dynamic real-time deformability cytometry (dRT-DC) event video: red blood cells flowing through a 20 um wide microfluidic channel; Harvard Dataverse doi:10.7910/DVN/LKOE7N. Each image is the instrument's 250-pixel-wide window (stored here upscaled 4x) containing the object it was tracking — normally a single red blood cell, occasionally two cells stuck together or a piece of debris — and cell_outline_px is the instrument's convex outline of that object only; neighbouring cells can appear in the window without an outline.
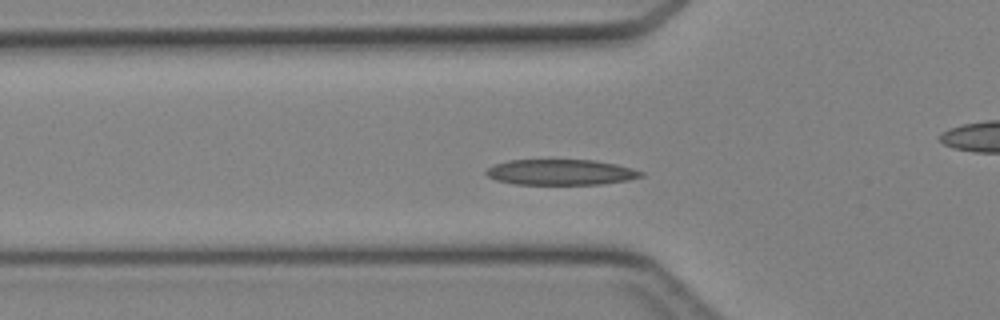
{"species": "Egyptian fruit bat (a non-hibernating species)", "species_latin": "Rousettus aegyptiacus", "temperature_condition": "cold", "stored_images_in_passage": 34, "camera_frame_rate_fps": 3000, "um_per_image_px": 0.085, "animal": {"sex": "female"}, "frame": {"image": 1, "passage_image": 12, "time_ms": 3.667, "image_size_px": [1000, 320], "cell_outline_px": [[644, 176], [628, 180], [600, 184], [516, 184], [496, 180], [488, 176], [484, 172], [492, 164], [508, 160], [596, 160], [616, 164], [632, 168], [644, 172]], "centroid_in_image_um": [47.66, 14.63], "position_along_channel_um": 78.1, "area_um2": 23.18}}
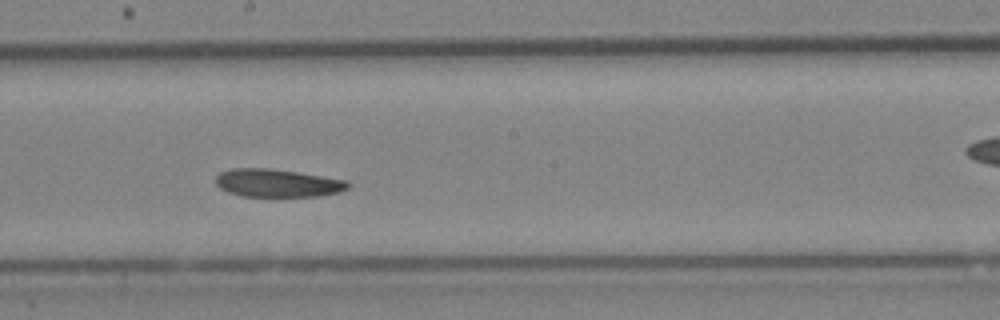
{"frame": {"image": 2, "passage_image": 22, "time_ms": 7.0, "image_size_px": [1000, 320], "cell_outline_px": [[352, 184], [348, 188], [340, 192], [320, 196], [244, 196], [228, 192], [220, 188], [216, 184], [216, 176], [220, 172], [232, 168], [268, 168], [296, 172], [348, 180]], "centroid_in_image_um": [23.6, 15.56], "position_along_channel_um": 224.6, "area_um2": 21.56}}
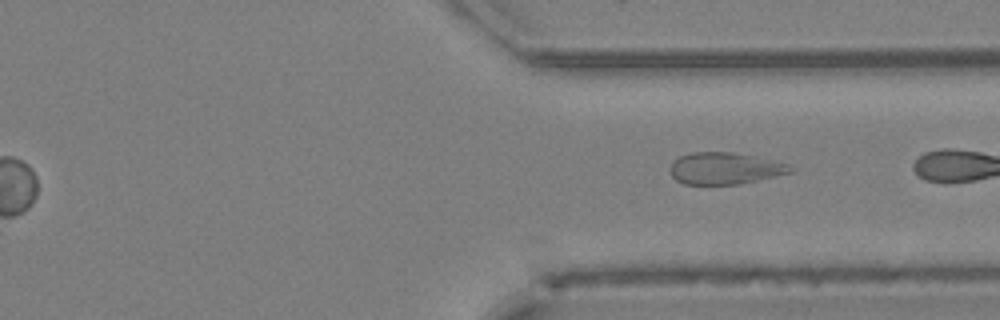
{"frame": {"image": 3, "passage_image": 34, "time_ms": 11.0, "image_size_px": [1000, 320], "cell_outline_px": [[796, 168], [792, 172], [740, 184], [684, 184], [676, 180], [672, 176], [668, 168], [672, 160], [680, 156], [692, 152], [732, 152], [752, 156], [788, 164]], "centroid_in_image_um": [61.56, 14.31], "position_along_channel_um": 349.8, "area_um2": 22.25}}